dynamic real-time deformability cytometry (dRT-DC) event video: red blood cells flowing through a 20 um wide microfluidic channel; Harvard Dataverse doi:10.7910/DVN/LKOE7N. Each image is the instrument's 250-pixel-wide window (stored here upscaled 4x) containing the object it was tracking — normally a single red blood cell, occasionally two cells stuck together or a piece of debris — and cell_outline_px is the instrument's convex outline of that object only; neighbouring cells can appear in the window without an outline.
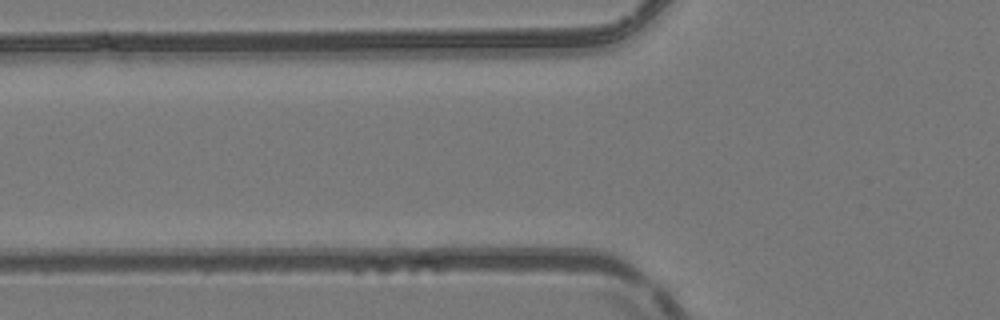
{"species": "common noctule bat (a hibernating species)", "species_latin": "Nyctalus noctula", "temperature_condition": "room temperature", "stored_images_in_passage": 5, "camera_frame_rate_fps": 3000, "um_per_image_px": 0.085, "animal": {"sex": "female", "body_mass_g": 24.6, "forearm_length_mm": 56.2}, "frame": {"image": 1, "passage_image": 2, "time_ms": 1.333, "image_size_px": [1000, 320], "cell_outline_px": [[640, 24], [632, 32], [616, 40], [580, 56], [444, 56], [432, 48], [440, 44]], "centroid_in_image_um": [45.81, 3.72], "position_along_channel_um": 80.0, "area_um2": 26.01}}